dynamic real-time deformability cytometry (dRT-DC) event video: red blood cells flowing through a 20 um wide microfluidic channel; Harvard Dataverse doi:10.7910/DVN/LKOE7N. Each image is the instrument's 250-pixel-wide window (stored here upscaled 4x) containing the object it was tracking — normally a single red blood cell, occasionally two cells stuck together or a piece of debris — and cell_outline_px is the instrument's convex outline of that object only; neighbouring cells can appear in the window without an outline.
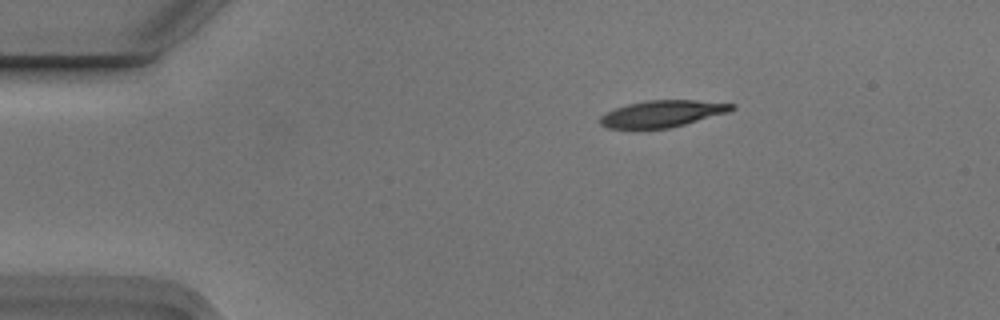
{"species": "Egyptian fruit bat (a non-hibernating species)", "species_latin": "Rousettus aegyptiacus", "temperature_condition": "cold", "stored_images_in_passage": 3, "camera_frame_rate_fps": 3000, "um_per_image_px": 0.085, "animal": {"sex": "male"}, "frame": {"image": 1, "passage_image": 1, "time_ms": 0.0, "image_size_px": [1000, 320], "cell_outline_px": [[736, 108], [728, 112], [684, 124], [668, 128], [640, 132], [632, 132], [608, 128], [600, 124], [600, 116], [616, 108], [628, 104], [644, 100], [696, 100], [736, 104]], "centroid_in_image_um": [56.21, 9.71], "position_along_channel_um": 28.8, "area_um2": 21.21}}